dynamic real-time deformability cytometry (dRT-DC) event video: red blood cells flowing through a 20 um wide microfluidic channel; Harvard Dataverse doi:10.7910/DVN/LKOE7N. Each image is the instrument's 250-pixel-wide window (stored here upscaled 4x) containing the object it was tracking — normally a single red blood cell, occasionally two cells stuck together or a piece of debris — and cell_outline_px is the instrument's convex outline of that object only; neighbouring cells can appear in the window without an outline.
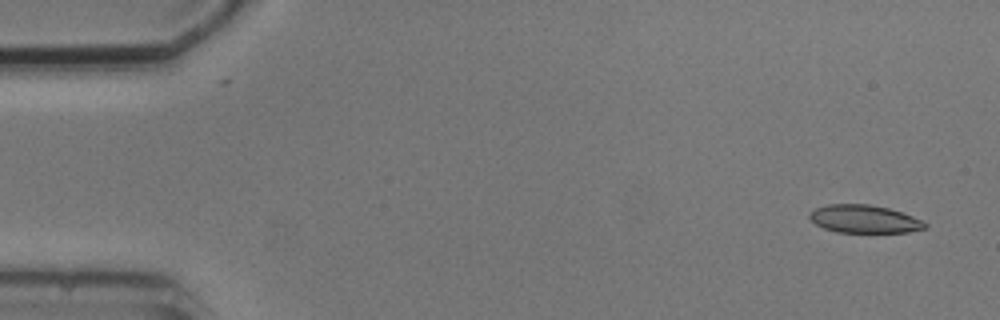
{"species": "common noctule bat (a hibernating species)", "species_latin": "Nyctalus noctula", "temperature_condition": "cold", "stored_images_in_passage": 5, "camera_frame_rate_fps": 3000, "um_per_image_px": 0.085, "animal": {"sex": "male", "body_mass_g": 20.5, "forearm_length_mm": 52.5}, "frame": {"image": 1, "passage_image": 1, "time_ms": 0.0, "image_size_px": [1000, 320], "cell_outline_px": [[928, 228], [908, 232], [836, 232], [824, 228], [816, 224], [808, 216], [816, 208], [828, 204], [868, 204], [888, 208], [912, 216], [928, 224]], "centroid_in_image_um": [73.48, 18.62], "position_along_channel_um": 11.5, "area_um2": 18.61}}
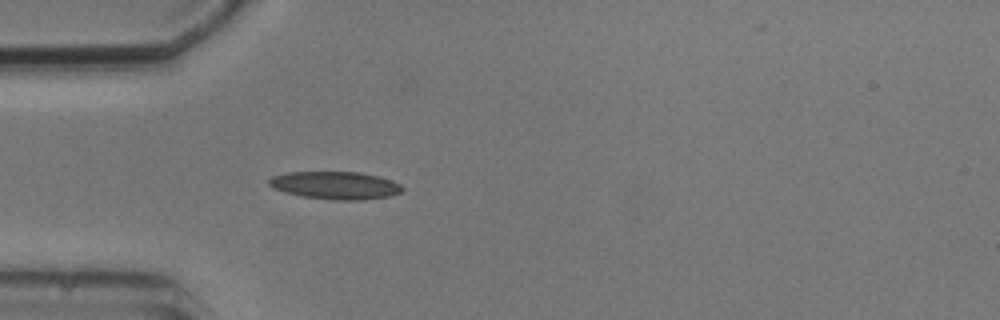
{"frame": {"image": 2, "passage_image": 5, "time_ms": 4.333, "image_size_px": [1000, 320], "cell_outline_px": [[404, 188], [400, 192], [388, 196], [360, 200], [332, 200], [304, 196], [284, 192], [272, 188], [268, 184], [268, 180], [272, 176], [288, 172], [360, 172], [392, 180], [400, 184]], "centroid_in_image_um": [28.48, 15.75], "position_along_channel_um": 56.5, "area_um2": 21.44}}